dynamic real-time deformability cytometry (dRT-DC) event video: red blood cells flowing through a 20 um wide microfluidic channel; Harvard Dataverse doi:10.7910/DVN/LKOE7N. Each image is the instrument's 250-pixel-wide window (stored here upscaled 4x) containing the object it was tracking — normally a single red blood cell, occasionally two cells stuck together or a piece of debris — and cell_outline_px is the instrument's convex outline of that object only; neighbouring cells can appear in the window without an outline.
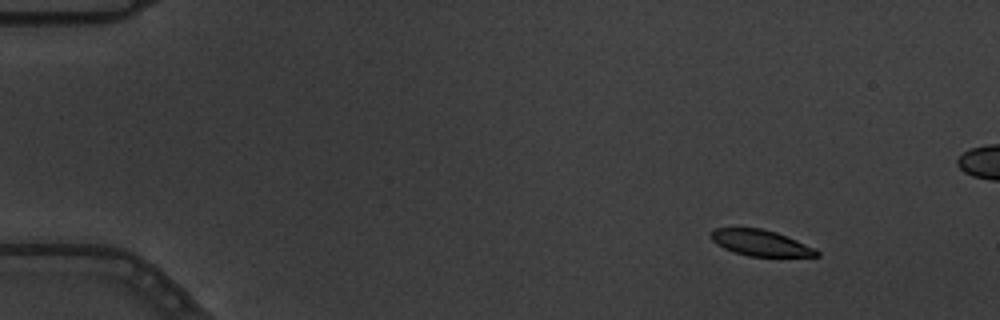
{"species": "common noctule bat (a hibernating species)", "species_latin": "Nyctalus noctula", "temperature_condition": "warm", "stored_images_in_passage": 5, "camera_frame_rate_fps": 3000, "um_per_image_px": 0.085, "animal": {"sex": "male", "body_mass_g": 19.5, "forearm_length_mm": 54.6}, "frame": {"image": 1, "passage_image": 1, "time_ms": 0.0, "image_size_px": [1000, 320], "cell_outline_px": [[820, 256], [748, 256], [724, 248], [716, 244], [708, 236], [716, 228], [760, 228], [776, 232], [816, 248], [820, 252]], "centroid_in_image_um": [64.65, 20.64], "position_along_channel_um": 20.3, "area_um2": 15.9}}